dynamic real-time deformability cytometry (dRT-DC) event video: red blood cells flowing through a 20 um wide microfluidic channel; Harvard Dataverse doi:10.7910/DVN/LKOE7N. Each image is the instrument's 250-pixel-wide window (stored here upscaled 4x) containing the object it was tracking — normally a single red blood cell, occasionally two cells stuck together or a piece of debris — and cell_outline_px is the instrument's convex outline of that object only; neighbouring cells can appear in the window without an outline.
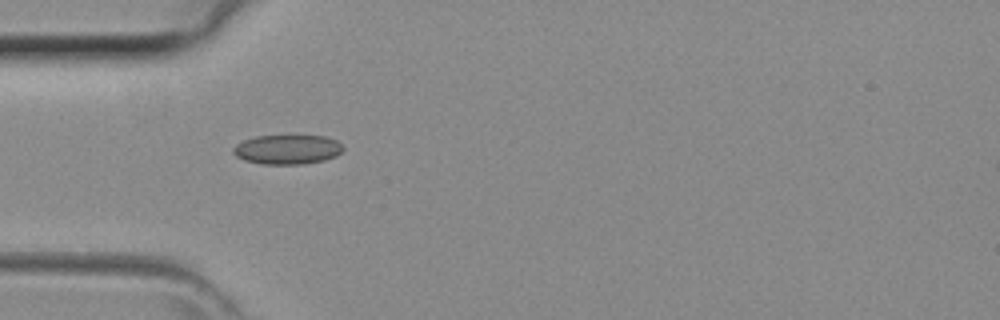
{"species": "common noctule bat (a hibernating species)", "species_latin": "Nyctalus noctula", "temperature_condition": "room temperature", "stored_images_in_passage": 3, "camera_frame_rate_fps": 3000, "um_per_image_px": 0.085, "animal": {"sex": "female", "body_mass_g": 29.2, "forearm_length_mm": 56.3}, "frame": {"image": 1, "passage_image": 1, "time_ms": 0.0, "image_size_px": [1000, 320], "cell_outline_px": [[344, 148], [336, 156], [324, 160], [304, 164], [260, 164], [244, 160], [236, 156], [232, 152], [232, 148], [236, 144], [244, 140], [256, 136], [324, 136], [336, 140]], "centroid_in_image_um": [24.4, 12.71], "position_along_channel_um": 60.6, "area_um2": 18.84}}